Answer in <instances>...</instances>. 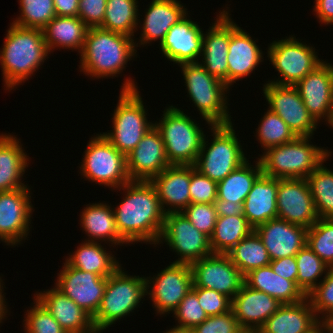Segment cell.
<instances>
[{
  "label": "cell",
  "instance_id": "cell-1",
  "mask_svg": "<svg viewBox=\"0 0 333 333\" xmlns=\"http://www.w3.org/2000/svg\"><path fill=\"white\" fill-rule=\"evenodd\" d=\"M123 190V200L113 208L119 234L128 243L157 244L165 213L157 191L150 181L131 180L116 190ZM143 241V242H142Z\"/></svg>",
  "mask_w": 333,
  "mask_h": 333
},
{
  "label": "cell",
  "instance_id": "cell-2",
  "mask_svg": "<svg viewBox=\"0 0 333 333\" xmlns=\"http://www.w3.org/2000/svg\"><path fill=\"white\" fill-rule=\"evenodd\" d=\"M0 50V64L6 90L28 80L50 54L41 29L10 24ZM40 66V67H39Z\"/></svg>",
  "mask_w": 333,
  "mask_h": 333
},
{
  "label": "cell",
  "instance_id": "cell-3",
  "mask_svg": "<svg viewBox=\"0 0 333 333\" xmlns=\"http://www.w3.org/2000/svg\"><path fill=\"white\" fill-rule=\"evenodd\" d=\"M134 41L135 37L101 27L88 28L80 54V72L96 79L118 77L137 55Z\"/></svg>",
  "mask_w": 333,
  "mask_h": 333
},
{
  "label": "cell",
  "instance_id": "cell-4",
  "mask_svg": "<svg viewBox=\"0 0 333 333\" xmlns=\"http://www.w3.org/2000/svg\"><path fill=\"white\" fill-rule=\"evenodd\" d=\"M122 84L111 121L112 130L102 134L119 152L127 156L154 123L147 119L148 114L134 79L126 78Z\"/></svg>",
  "mask_w": 333,
  "mask_h": 333
},
{
  "label": "cell",
  "instance_id": "cell-5",
  "mask_svg": "<svg viewBox=\"0 0 333 333\" xmlns=\"http://www.w3.org/2000/svg\"><path fill=\"white\" fill-rule=\"evenodd\" d=\"M311 139L296 137L291 142L267 149L257 158L263 174L279 179H306L332 153L325 147L311 144Z\"/></svg>",
  "mask_w": 333,
  "mask_h": 333
},
{
  "label": "cell",
  "instance_id": "cell-6",
  "mask_svg": "<svg viewBox=\"0 0 333 333\" xmlns=\"http://www.w3.org/2000/svg\"><path fill=\"white\" fill-rule=\"evenodd\" d=\"M120 265L109 277L101 304L92 317L96 332H103L115 322L134 312L146 296V277L133 276Z\"/></svg>",
  "mask_w": 333,
  "mask_h": 333
},
{
  "label": "cell",
  "instance_id": "cell-7",
  "mask_svg": "<svg viewBox=\"0 0 333 333\" xmlns=\"http://www.w3.org/2000/svg\"><path fill=\"white\" fill-rule=\"evenodd\" d=\"M183 74L187 96L211 127L212 125L231 124L227 93L230 88L217 77L209 74L199 63L179 65Z\"/></svg>",
  "mask_w": 333,
  "mask_h": 333
},
{
  "label": "cell",
  "instance_id": "cell-8",
  "mask_svg": "<svg viewBox=\"0 0 333 333\" xmlns=\"http://www.w3.org/2000/svg\"><path fill=\"white\" fill-rule=\"evenodd\" d=\"M161 117L153 122L162 136L169 164L194 165L205 137L199 123L173 105L166 107Z\"/></svg>",
  "mask_w": 333,
  "mask_h": 333
},
{
  "label": "cell",
  "instance_id": "cell-9",
  "mask_svg": "<svg viewBox=\"0 0 333 333\" xmlns=\"http://www.w3.org/2000/svg\"><path fill=\"white\" fill-rule=\"evenodd\" d=\"M233 125L231 123L209 127L213 139L208 143V135L206 137L205 134L202 148L194 164L196 170L216 183L247 160Z\"/></svg>",
  "mask_w": 333,
  "mask_h": 333
},
{
  "label": "cell",
  "instance_id": "cell-10",
  "mask_svg": "<svg viewBox=\"0 0 333 333\" xmlns=\"http://www.w3.org/2000/svg\"><path fill=\"white\" fill-rule=\"evenodd\" d=\"M80 174L85 180L115 190L131 181L126 156L119 152L103 134L91 137L84 151ZM115 188V189H114Z\"/></svg>",
  "mask_w": 333,
  "mask_h": 333
},
{
  "label": "cell",
  "instance_id": "cell-11",
  "mask_svg": "<svg viewBox=\"0 0 333 333\" xmlns=\"http://www.w3.org/2000/svg\"><path fill=\"white\" fill-rule=\"evenodd\" d=\"M301 41L291 35L270 42L266 56L281 77L266 82L295 86L324 61L319 59L315 47Z\"/></svg>",
  "mask_w": 333,
  "mask_h": 333
},
{
  "label": "cell",
  "instance_id": "cell-12",
  "mask_svg": "<svg viewBox=\"0 0 333 333\" xmlns=\"http://www.w3.org/2000/svg\"><path fill=\"white\" fill-rule=\"evenodd\" d=\"M163 242L178 255L174 263L191 265L213 254L210 237L197 230L181 212L165 214L157 245Z\"/></svg>",
  "mask_w": 333,
  "mask_h": 333
},
{
  "label": "cell",
  "instance_id": "cell-13",
  "mask_svg": "<svg viewBox=\"0 0 333 333\" xmlns=\"http://www.w3.org/2000/svg\"><path fill=\"white\" fill-rule=\"evenodd\" d=\"M146 278V295L153 302L156 313H173L193 285L192 269L189 264L174 263ZM150 289V290H149Z\"/></svg>",
  "mask_w": 333,
  "mask_h": 333
},
{
  "label": "cell",
  "instance_id": "cell-14",
  "mask_svg": "<svg viewBox=\"0 0 333 333\" xmlns=\"http://www.w3.org/2000/svg\"><path fill=\"white\" fill-rule=\"evenodd\" d=\"M262 88L268 109L280 116L297 137H313L319 123L306 109L295 86L267 82Z\"/></svg>",
  "mask_w": 333,
  "mask_h": 333
},
{
  "label": "cell",
  "instance_id": "cell-15",
  "mask_svg": "<svg viewBox=\"0 0 333 333\" xmlns=\"http://www.w3.org/2000/svg\"><path fill=\"white\" fill-rule=\"evenodd\" d=\"M30 194L29 186L0 192V241L7 246L20 245L30 233L34 212Z\"/></svg>",
  "mask_w": 333,
  "mask_h": 333
},
{
  "label": "cell",
  "instance_id": "cell-16",
  "mask_svg": "<svg viewBox=\"0 0 333 333\" xmlns=\"http://www.w3.org/2000/svg\"><path fill=\"white\" fill-rule=\"evenodd\" d=\"M57 276L54 287L93 317L101 304L107 277L81 271L66 261Z\"/></svg>",
  "mask_w": 333,
  "mask_h": 333
},
{
  "label": "cell",
  "instance_id": "cell-17",
  "mask_svg": "<svg viewBox=\"0 0 333 333\" xmlns=\"http://www.w3.org/2000/svg\"><path fill=\"white\" fill-rule=\"evenodd\" d=\"M190 266L196 287L215 290L231 299L244 284V275L226 254H212Z\"/></svg>",
  "mask_w": 333,
  "mask_h": 333
},
{
  "label": "cell",
  "instance_id": "cell-18",
  "mask_svg": "<svg viewBox=\"0 0 333 333\" xmlns=\"http://www.w3.org/2000/svg\"><path fill=\"white\" fill-rule=\"evenodd\" d=\"M278 218L311 228L319 219L306 179H279L277 188Z\"/></svg>",
  "mask_w": 333,
  "mask_h": 333
},
{
  "label": "cell",
  "instance_id": "cell-19",
  "mask_svg": "<svg viewBox=\"0 0 333 333\" xmlns=\"http://www.w3.org/2000/svg\"><path fill=\"white\" fill-rule=\"evenodd\" d=\"M295 87L313 118L328 124L333 112V65L323 61Z\"/></svg>",
  "mask_w": 333,
  "mask_h": 333
},
{
  "label": "cell",
  "instance_id": "cell-20",
  "mask_svg": "<svg viewBox=\"0 0 333 333\" xmlns=\"http://www.w3.org/2000/svg\"><path fill=\"white\" fill-rule=\"evenodd\" d=\"M189 17L188 13L183 16L159 44L162 55L177 65L197 63L202 54L204 31Z\"/></svg>",
  "mask_w": 333,
  "mask_h": 333
},
{
  "label": "cell",
  "instance_id": "cell-21",
  "mask_svg": "<svg viewBox=\"0 0 333 333\" xmlns=\"http://www.w3.org/2000/svg\"><path fill=\"white\" fill-rule=\"evenodd\" d=\"M126 161L131 180L150 181L170 165L162 136L155 125L126 156Z\"/></svg>",
  "mask_w": 333,
  "mask_h": 333
},
{
  "label": "cell",
  "instance_id": "cell-22",
  "mask_svg": "<svg viewBox=\"0 0 333 333\" xmlns=\"http://www.w3.org/2000/svg\"><path fill=\"white\" fill-rule=\"evenodd\" d=\"M227 8V9H226ZM220 10L212 26L203 33L200 64L214 77L227 85V55L230 43L229 8ZM228 10V11H227Z\"/></svg>",
  "mask_w": 333,
  "mask_h": 333
},
{
  "label": "cell",
  "instance_id": "cell-23",
  "mask_svg": "<svg viewBox=\"0 0 333 333\" xmlns=\"http://www.w3.org/2000/svg\"><path fill=\"white\" fill-rule=\"evenodd\" d=\"M263 51L249 33L239 27L230 17V43L227 55V86L251 75L263 62Z\"/></svg>",
  "mask_w": 333,
  "mask_h": 333
},
{
  "label": "cell",
  "instance_id": "cell-24",
  "mask_svg": "<svg viewBox=\"0 0 333 333\" xmlns=\"http://www.w3.org/2000/svg\"><path fill=\"white\" fill-rule=\"evenodd\" d=\"M256 233L262 239L271 260L295 256L307 242V228L279 218L258 225Z\"/></svg>",
  "mask_w": 333,
  "mask_h": 333
},
{
  "label": "cell",
  "instance_id": "cell-25",
  "mask_svg": "<svg viewBox=\"0 0 333 333\" xmlns=\"http://www.w3.org/2000/svg\"><path fill=\"white\" fill-rule=\"evenodd\" d=\"M150 182L154 185L164 213L182 212L191 204V165H169ZM166 207L168 208H165Z\"/></svg>",
  "mask_w": 333,
  "mask_h": 333
},
{
  "label": "cell",
  "instance_id": "cell-26",
  "mask_svg": "<svg viewBox=\"0 0 333 333\" xmlns=\"http://www.w3.org/2000/svg\"><path fill=\"white\" fill-rule=\"evenodd\" d=\"M282 304L265 292L251 289L245 283L232 298L231 310L241 327L255 333Z\"/></svg>",
  "mask_w": 333,
  "mask_h": 333
},
{
  "label": "cell",
  "instance_id": "cell-27",
  "mask_svg": "<svg viewBox=\"0 0 333 333\" xmlns=\"http://www.w3.org/2000/svg\"><path fill=\"white\" fill-rule=\"evenodd\" d=\"M67 333H96L92 316L55 287L34 295Z\"/></svg>",
  "mask_w": 333,
  "mask_h": 333
},
{
  "label": "cell",
  "instance_id": "cell-28",
  "mask_svg": "<svg viewBox=\"0 0 333 333\" xmlns=\"http://www.w3.org/2000/svg\"><path fill=\"white\" fill-rule=\"evenodd\" d=\"M148 5L141 25L140 39L135 41L136 48L158 40L161 44L168 30L188 13L180 0H152Z\"/></svg>",
  "mask_w": 333,
  "mask_h": 333
},
{
  "label": "cell",
  "instance_id": "cell-29",
  "mask_svg": "<svg viewBox=\"0 0 333 333\" xmlns=\"http://www.w3.org/2000/svg\"><path fill=\"white\" fill-rule=\"evenodd\" d=\"M320 321L306 297L297 303L282 304L257 333H308Z\"/></svg>",
  "mask_w": 333,
  "mask_h": 333
},
{
  "label": "cell",
  "instance_id": "cell-30",
  "mask_svg": "<svg viewBox=\"0 0 333 333\" xmlns=\"http://www.w3.org/2000/svg\"><path fill=\"white\" fill-rule=\"evenodd\" d=\"M277 188L278 178L263 173L254 182L243 202L244 216L254 229L260 224L278 218Z\"/></svg>",
  "mask_w": 333,
  "mask_h": 333
},
{
  "label": "cell",
  "instance_id": "cell-31",
  "mask_svg": "<svg viewBox=\"0 0 333 333\" xmlns=\"http://www.w3.org/2000/svg\"><path fill=\"white\" fill-rule=\"evenodd\" d=\"M15 135H0V192L27 187L22 183L23 175L29 167V156Z\"/></svg>",
  "mask_w": 333,
  "mask_h": 333
},
{
  "label": "cell",
  "instance_id": "cell-32",
  "mask_svg": "<svg viewBox=\"0 0 333 333\" xmlns=\"http://www.w3.org/2000/svg\"><path fill=\"white\" fill-rule=\"evenodd\" d=\"M80 217L79 224L88 236L84 241H101V243L104 241L106 244L109 242V246L130 245L119 234L111 205L104 202L89 203L83 208Z\"/></svg>",
  "mask_w": 333,
  "mask_h": 333
},
{
  "label": "cell",
  "instance_id": "cell-33",
  "mask_svg": "<svg viewBox=\"0 0 333 333\" xmlns=\"http://www.w3.org/2000/svg\"><path fill=\"white\" fill-rule=\"evenodd\" d=\"M244 283L251 289L265 292L281 304H293L307 296L294 281L277 275L270 265L251 270L244 276Z\"/></svg>",
  "mask_w": 333,
  "mask_h": 333
},
{
  "label": "cell",
  "instance_id": "cell-34",
  "mask_svg": "<svg viewBox=\"0 0 333 333\" xmlns=\"http://www.w3.org/2000/svg\"><path fill=\"white\" fill-rule=\"evenodd\" d=\"M88 27L79 17L55 16L43 29L44 41L51 54L57 47L78 50L81 54Z\"/></svg>",
  "mask_w": 333,
  "mask_h": 333
},
{
  "label": "cell",
  "instance_id": "cell-35",
  "mask_svg": "<svg viewBox=\"0 0 333 333\" xmlns=\"http://www.w3.org/2000/svg\"><path fill=\"white\" fill-rule=\"evenodd\" d=\"M100 242L83 241L76 251L68 254L66 262L81 271L95 273L102 277H109L121 264L116 260L112 251Z\"/></svg>",
  "mask_w": 333,
  "mask_h": 333
},
{
  "label": "cell",
  "instance_id": "cell-36",
  "mask_svg": "<svg viewBox=\"0 0 333 333\" xmlns=\"http://www.w3.org/2000/svg\"><path fill=\"white\" fill-rule=\"evenodd\" d=\"M247 159L226 178L217 183V199L243 203L256 179L263 173L259 159L255 166Z\"/></svg>",
  "mask_w": 333,
  "mask_h": 333
},
{
  "label": "cell",
  "instance_id": "cell-37",
  "mask_svg": "<svg viewBox=\"0 0 333 333\" xmlns=\"http://www.w3.org/2000/svg\"><path fill=\"white\" fill-rule=\"evenodd\" d=\"M254 228L244 215L217 217L214 232L210 237L213 254H227Z\"/></svg>",
  "mask_w": 333,
  "mask_h": 333
},
{
  "label": "cell",
  "instance_id": "cell-38",
  "mask_svg": "<svg viewBox=\"0 0 333 333\" xmlns=\"http://www.w3.org/2000/svg\"><path fill=\"white\" fill-rule=\"evenodd\" d=\"M138 0H107L103 29L134 37L139 23ZM139 26V27H138Z\"/></svg>",
  "mask_w": 333,
  "mask_h": 333
},
{
  "label": "cell",
  "instance_id": "cell-39",
  "mask_svg": "<svg viewBox=\"0 0 333 333\" xmlns=\"http://www.w3.org/2000/svg\"><path fill=\"white\" fill-rule=\"evenodd\" d=\"M226 255L244 276L253 269L268 266L271 262L268 251L255 230Z\"/></svg>",
  "mask_w": 333,
  "mask_h": 333
},
{
  "label": "cell",
  "instance_id": "cell-40",
  "mask_svg": "<svg viewBox=\"0 0 333 333\" xmlns=\"http://www.w3.org/2000/svg\"><path fill=\"white\" fill-rule=\"evenodd\" d=\"M329 155L307 178L319 218L333 219V171L324 166Z\"/></svg>",
  "mask_w": 333,
  "mask_h": 333
},
{
  "label": "cell",
  "instance_id": "cell-41",
  "mask_svg": "<svg viewBox=\"0 0 333 333\" xmlns=\"http://www.w3.org/2000/svg\"><path fill=\"white\" fill-rule=\"evenodd\" d=\"M297 286L307 296L326 276L329 266L306 244L296 255ZM319 281V282H318Z\"/></svg>",
  "mask_w": 333,
  "mask_h": 333
},
{
  "label": "cell",
  "instance_id": "cell-42",
  "mask_svg": "<svg viewBox=\"0 0 333 333\" xmlns=\"http://www.w3.org/2000/svg\"><path fill=\"white\" fill-rule=\"evenodd\" d=\"M255 135L264 152L271 147L291 142L297 137L280 116L268 108L260 119Z\"/></svg>",
  "mask_w": 333,
  "mask_h": 333
},
{
  "label": "cell",
  "instance_id": "cell-43",
  "mask_svg": "<svg viewBox=\"0 0 333 333\" xmlns=\"http://www.w3.org/2000/svg\"><path fill=\"white\" fill-rule=\"evenodd\" d=\"M20 14L13 24L23 28L43 29L55 16L53 0H19Z\"/></svg>",
  "mask_w": 333,
  "mask_h": 333
},
{
  "label": "cell",
  "instance_id": "cell-44",
  "mask_svg": "<svg viewBox=\"0 0 333 333\" xmlns=\"http://www.w3.org/2000/svg\"><path fill=\"white\" fill-rule=\"evenodd\" d=\"M306 244L329 267H333V219L319 218L308 228Z\"/></svg>",
  "mask_w": 333,
  "mask_h": 333
},
{
  "label": "cell",
  "instance_id": "cell-45",
  "mask_svg": "<svg viewBox=\"0 0 333 333\" xmlns=\"http://www.w3.org/2000/svg\"><path fill=\"white\" fill-rule=\"evenodd\" d=\"M322 278L323 280L307 295V298L320 320L333 321V267H329L326 276Z\"/></svg>",
  "mask_w": 333,
  "mask_h": 333
},
{
  "label": "cell",
  "instance_id": "cell-46",
  "mask_svg": "<svg viewBox=\"0 0 333 333\" xmlns=\"http://www.w3.org/2000/svg\"><path fill=\"white\" fill-rule=\"evenodd\" d=\"M33 300L35 305L26 311L23 319L26 333H67L36 297Z\"/></svg>",
  "mask_w": 333,
  "mask_h": 333
},
{
  "label": "cell",
  "instance_id": "cell-47",
  "mask_svg": "<svg viewBox=\"0 0 333 333\" xmlns=\"http://www.w3.org/2000/svg\"><path fill=\"white\" fill-rule=\"evenodd\" d=\"M173 313L175 320L178 322L176 326L174 325V328L178 329L191 330L208 318V315L198 302L196 292L192 288Z\"/></svg>",
  "mask_w": 333,
  "mask_h": 333
},
{
  "label": "cell",
  "instance_id": "cell-48",
  "mask_svg": "<svg viewBox=\"0 0 333 333\" xmlns=\"http://www.w3.org/2000/svg\"><path fill=\"white\" fill-rule=\"evenodd\" d=\"M181 213L197 230L212 236L218 217L214 204L191 203Z\"/></svg>",
  "mask_w": 333,
  "mask_h": 333
},
{
  "label": "cell",
  "instance_id": "cell-49",
  "mask_svg": "<svg viewBox=\"0 0 333 333\" xmlns=\"http://www.w3.org/2000/svg\"><path fill=\"white\" fill-rule=\"evenodd\" d=\"M191 203L214 204L217 199V183L201 174L191 166V183L189 187Z\"/></svg>",
  "mask_w": 333,
  "mask_h": 333
},
{
  "label": "cell",
  "instance_id": "cell-50",
  "mask_svg": "<svg viewBox=\"0 0 333 333\" xmlns=\"http://www.w3.org/2000/svg\"><path fill=\"white\" fill-rule=\"evenodd\" d=\"M243 331L232 310L221 315L209 316L191 329L192 333H242Z\"/></svg>",
  "mask_w": 333,
  "mask_h": 333
},
{
  "label": "cell",
  "instance_id": "cell-51",
  "mask_svg": "<svg viewBox=\"0 0 333 333\" xmlns=\"http://www.w3.org/2000/svg\"><path fill=\"white\" fill-rule=\"evenodd\" d=\"M192 289L196 292L198 302L208 317L221 315L231 310L232 299L227 295L212 289L196 287L194 284Z\"/></svg>",
  "mask_w": 333,
  "mask_h": 333
},
{
  "label": "cell",
  "instance_id": "cell-52",
  "mask_svg": "<svg viewBox=\"0 0 333 333\" xmlns=\"http://www.w3.org/2000/svg\"><path fill=\"white\" fill-rule=\"evenodd\" d=\"M107 0H80L78 17L88 28L100 27L105 16Z\"/></svg>",
  "mask_w": 333,
  "mask_h": 333
},
{
  "label": "cell",
  "instance_id": "cell-53",
  "mask_svg": "<svg viewBox=\"0 0 333 333\" xmlns=\"http://www.w3.org/2000/svg\"><path fill=\"white\" fill-rule=\"evenodd\" d=\"M269 265L277 275L296 283L298 268L295 256L271 260Z\"/></svg>",
  "mask_w": 333,
  "mask_h": 333
},
{
  "label": "cell",
  "instance_id": "cell-54",
  "mask_svg": "<svg viewBox=\"0 0 333 333\" xmlns=\"http://www.w3.org/2000/svg\"><path fill=\"white\" fill-rule=\"evenodd\" d=\"M313 12L319 23L333 25V0H315Z\"/></svg>",
  "mask_w": 333,
  "mask_h": 333
},
{
  "label": "cell",
  "instance_id": "cell-55",
  "mask_svg": "<svg viewBox=\"0 0 333 333\" xmlns=\"http://www.w3.org/2000/svg\"><path fill=\"white\" fill-rule=\"evenodd\" d=\"M214 206L218 217L244 215L243 203H233L230 201L216 199Z\"/></svg>",
  "mask_w": 333,
  "mask_h": 333
},
{
  "label": "cell",
  "instance_id": "cell-56",
  "mask_svg": "<svg viewBox=\"0 0 333 333\" xmlns=\"http://www.w3.org/2000/svg\"><path fill=\"white\" fill-rule=\"evenodd\" d=\"M80 0H53L56 16L78 17Z\"/></svg>",
  "mask_w": 333,
  "mask_h": 333
},
{
  "label": "cell",
  "instance_id": "cell-57",
  "mask_svg": "<svg viewBox=\"0 0 333 333\" xmlns=\"http://www.w3.org/2000/svg\"><path fill=\"white\" fill-rule=\"evenodd\" d=\"M2 277H0V324L3 323L2 321H4V319H6L5 317H7V314L9 313V310L7 308V302L4 296V289H3V280L1 279Z\"/></svg>",
  "mask_w": 333,
  "mask_h": 333
},
{
  "label": "cell",
  "instance_id": "cell-58",
  "mask_svg": "<svg viewBox=\"0 0 333 333\" xmlns=\"http://www.w3.org/2000/svg\"><path fill=\"white\" fill-rule=\"evenodd\" d=\"M308 333H333V321H320Z\"/></svg>",
  "mask_w": 333,
  "mask_h": 333
},
{
  "label": "cell",
  "instance_id": "cell-59",
  "mask_svg": "<svg viewBox=\"0 0 333 333\" xmlns=\"http://www.w3.org/2000/svg\"><path fill=\"white\" fill-rule=\"evenodd\" d=\"M163 333H192L191 330L186 329H178V328H170L169 330H166V332Z\"/></svg>",
  "mask_w": 333,
  "mask_h": 333
},
{
  "label": "cell",
  "instance_id": "cell-60",
  "mask_svg": "<svg viewBox=\"0 0 333 333\" xmlns=\"http://www.w3.org/2000/svg\"><path fill=\"white\" fill-rule=\"evenodd\" d=\"M330 125L331 128H333V112L330 122L328 123V126Z\"/></svg>",
  "mask_w": 333,
  "mask_h": 333
},
{
  "label": "cell",
  "instance_id": "cell-61",
  "mask_svg": "<svg viewBox=\"0 0 333 333\" xmlns=\"http://www.w3.org/2000/svg\"><path fill=\"white\" fill-rule=\"evenodd\" d=\"M242 333H255V332L244 330Z\"/></svg>",
  "mask_w": 333,
  "mask_h": 333
}]
</instances>
